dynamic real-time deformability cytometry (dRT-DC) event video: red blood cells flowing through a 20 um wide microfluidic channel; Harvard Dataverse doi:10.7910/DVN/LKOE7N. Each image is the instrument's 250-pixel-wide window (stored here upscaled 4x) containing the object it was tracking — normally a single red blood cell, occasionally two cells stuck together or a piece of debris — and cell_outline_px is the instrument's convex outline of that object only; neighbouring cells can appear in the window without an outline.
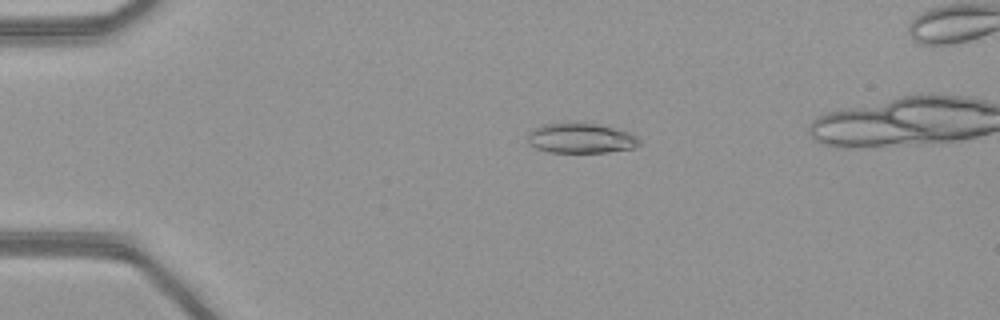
{"species": "common noctule bat (a hibernating species)", "species_latin": "Nyctalus noctula", "temperature_condition": "warm", "stored_images_in_passage": 48, "camera_frame_rate_fps": 3000, "um_per_image_px": 0.085, "animal": {"sex": "female", "body_mass_g": 21.9}, "frame": {"image": 1, "passage_image": 12, "time_ms": 3.667, "image_size_px": [1000, 320], "cell_outline_px": [[640, 144], [636, 148], [608, 152], [548, 152], [536, 148], [528, 144], [528, 132], [532, 128], [544, 124], [572, 120], [596, 124], [628, 132], [636, 136], [640, 140]], "centroid_in_image_um": [49.33, 11.72], "position_along_channel_um": 35.7, "area_um2": 20.06}}
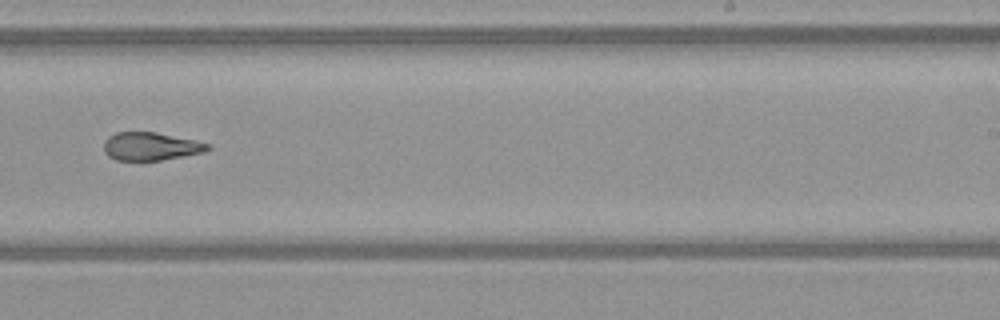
{"frame": {"image": 2, "passage_image": 33, "time_ms": 10.667, "image_size_px": [1000, 320], "cell_outline_px": [[212, 148], [204, 152], [184, 156], [160, 160], [116, 160], [108, 156], [104, 152], [104, 140], [108, 136], [116, 132], [156, 132], [196, 140], [208, 144]], "centroid_in_image_um": [12.8, 12.43], "position_along_channel_um": 276.2, "area_um2": 17.05}}
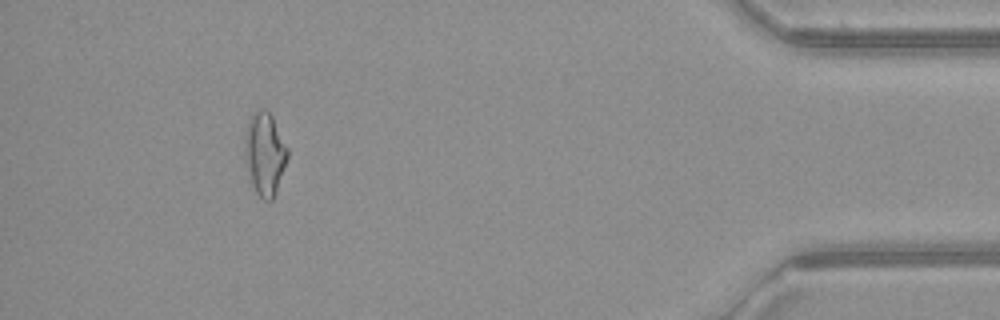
{"frame": {"image": 3, "passage_image": 47, "time_ms": 15.333, "image_size_px": [1000, 320], "cell_outline_px": [[288, 156], [272, 200], [264, 200], [256, 192], [252, 184], [244, 152], [244, 136], [248, 124], [252, 116], [260, 108], [264, 108], [272, 116], [288, 148]], "centroid_in_image_um": [22.5, 13.04], "position_along_channel_um": 412.7, "area_um2": 20.06}}